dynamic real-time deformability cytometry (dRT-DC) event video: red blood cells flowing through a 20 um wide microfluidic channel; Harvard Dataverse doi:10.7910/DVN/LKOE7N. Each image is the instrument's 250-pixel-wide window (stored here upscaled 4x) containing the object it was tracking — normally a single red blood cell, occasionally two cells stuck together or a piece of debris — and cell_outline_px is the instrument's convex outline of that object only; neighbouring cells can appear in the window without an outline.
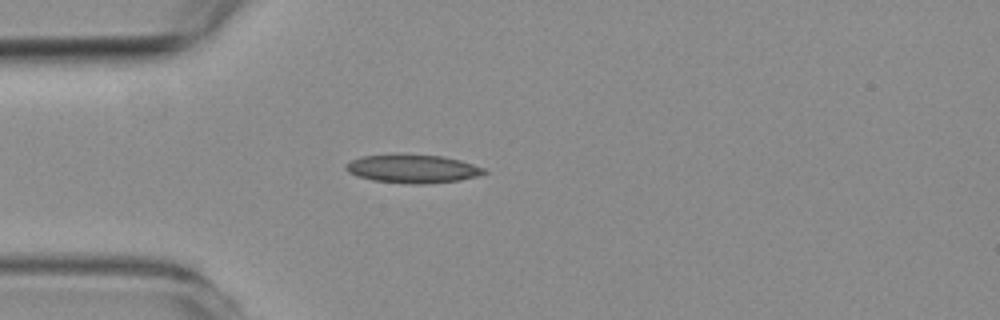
{"species": "common noctule bat (a hibernating species)", "species_latin": "Nyctalus noctula", "temperature_condition": "room temperature", "stored_images_in_passage": 2, "camera_frame_rate_fps": 3000, "um_per_image_px": 0.085, "animal": {"sex": "female", "body_mass_g": 19.3, "forearm_length_mm": 54.1}, "frame": {"image": 1, "passage_image": 1, "time_ms": 0.0, "image_size_px": [1000, 320], "cell_outline_px": [[488, 172], [476, 176], [460, 180], [424, 184], [412, 184], [372, 180], [356, 176], [348, 172], [344, 168], [344, 164], [360, 156], [396, 152], [404, 152], [444, 156], [460, 160], [484, 168]], "centroid_in_image_um": [35.01, 14.3], "position_along_channel_um": 50.0, "area_um2": 23.64}}